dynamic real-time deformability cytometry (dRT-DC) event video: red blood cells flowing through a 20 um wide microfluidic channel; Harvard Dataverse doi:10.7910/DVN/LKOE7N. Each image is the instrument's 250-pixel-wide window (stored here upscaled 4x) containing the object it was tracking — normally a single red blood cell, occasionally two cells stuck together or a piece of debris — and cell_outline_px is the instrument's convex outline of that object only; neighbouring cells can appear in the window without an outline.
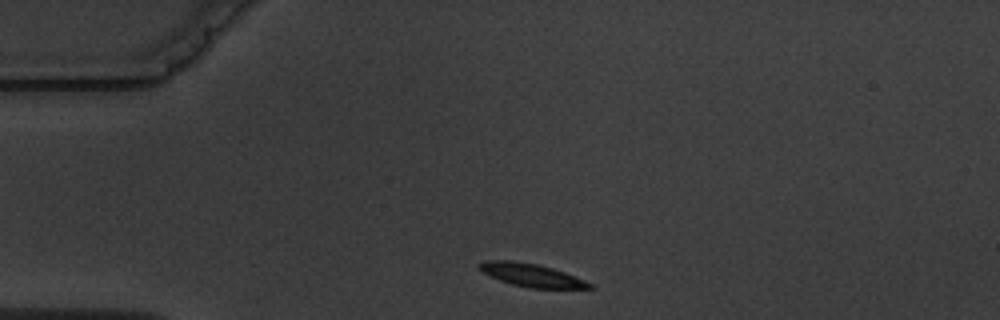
{"species": "common noctule bat (a hibernating species)", "species_latin": "Nyctalus noctula", "temperature_condition": "warm", "stored_images_in_passage": 3, "camera_frame_rate_fps": 3000, "um_per_image_px": 0.085, "animal": {"sex": "male", "body_mass_g": 19.5, "forearm_length_mm": 54.6}, "frame": {"image": 1, "passage_image": 1, "time_ms": 0.0, "image_size_px": [1000, 320], "cell_outline_px": [[596, 288], [528, 288], [512, 284], [500, 280], [480, 272], [476, 268], [480, 264], [488, 260], [512, 260], [540, 264], [564, 272], [584, 280], [592, 284]], "centroid_in_image_um": [45.14, 23.38], "position_along_channel_um": 39.9, "area_um2": 14.85}}
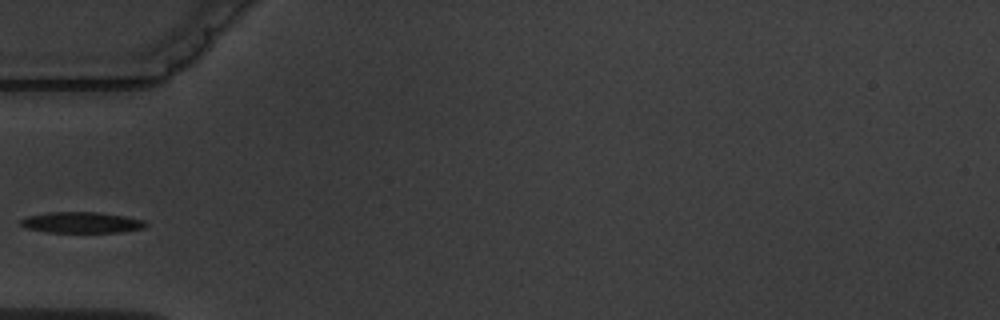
{"frame": {"image": 2, "passage_image": 3, "time_ms": 2.0, "image_size_px": [1000, 320], "cell_outline_px": [[148, 224], [144, 228], [120, 232], [48, 232], [24, 228], [20, 224], [20, 220], [28, 216], [48, 212], [96, 212], [124, 216], [144, 220]], "centroid_in_image_um": [6.92, 18.91], "position_along_channel_um": 78.1, "area_um2": 15.26}}